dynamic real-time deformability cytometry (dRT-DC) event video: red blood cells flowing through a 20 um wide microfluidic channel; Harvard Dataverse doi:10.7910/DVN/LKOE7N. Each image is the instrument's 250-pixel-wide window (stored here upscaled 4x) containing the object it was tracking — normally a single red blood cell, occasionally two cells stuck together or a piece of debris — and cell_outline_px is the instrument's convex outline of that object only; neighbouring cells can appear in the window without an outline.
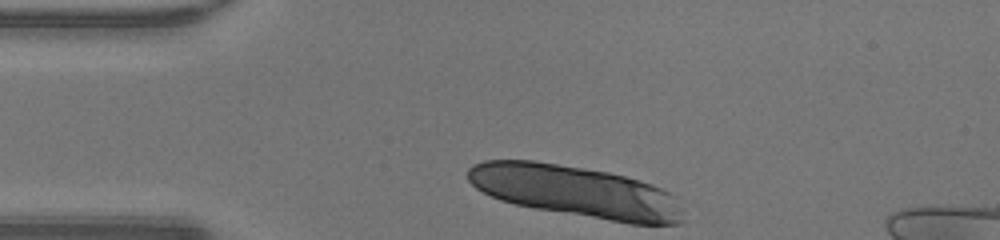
{"species": "human", "species_latin": "Homo sapiens", "temperature_condition": "warm", "stored_images_in_passage": 30, "camera_frame_rate_fps": 3000, "um_per_image_px": 0.085, "donor": {"sex": "male"}, "frame": {"image": 1, "passage_image": 1, "time_ms": 0.0, "image_size_px": [1000, 240], "cell_outline_px": [[684, 220], [680, 224], [632, 224], [536, 208], [516, 204], [500, 200], [476, 188], [468, 180], [468, 168], [472, 164], [484, 160], [532, 160], [584, 168], [608, 172], [624, 176], [652, 184], [668, 192], [680, 212]], "centroid_in_image_um": [48.87, 16.26], "position_along_channel_um": 36.1, "area_um2": 63.87}}
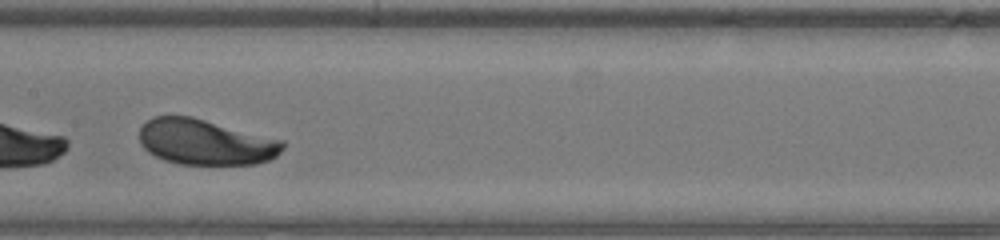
{"frame": {"image": 2, "passage_image": 15, "time_ms": 4.667, "image_size_px": [1000, 240], "cell_outline_px": [[284, 148], [276, 156], [268, 160], [256, 164], [180, 164], [164, 160], [148, 152], [140, 144], [140, 128], [152, 116], [192, 116], [284, 140]], "centroid_in_image_um": [17.47, 12.07], "position_along_channel_um": 189.9, "area_um2": 38.15}}
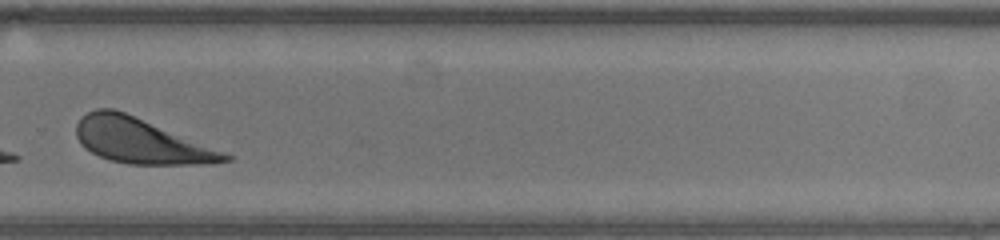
{"frame": {"image": 3, "passage_image": 24, "time_ms": 7.667, "image_size_px": [1000, 240], "cell_outline_px": [[236, 156], [232, 160], [204, 164], [128, 164], [112, 160], [100, 156], [84, 148], [76, 136], [76, 124], [88, 112], [96, 108], [112, 108], [124, 112]], "centroid_in_image_um": [11.99, 11.98], "position_along_channel_um": 317.8, "area_um2": 38.55}, "authors_computed_cell_mechanics": {"area_um2": 38.4948, "velocity_mm_per_s": 4.2695, "shape_relaxation_time_tau1_ms": 0.4861, "shape_relaxation_time_tau2_ms": null, "deformation_change_tau1": 0.2564, "deformation_change_tau2": null}}